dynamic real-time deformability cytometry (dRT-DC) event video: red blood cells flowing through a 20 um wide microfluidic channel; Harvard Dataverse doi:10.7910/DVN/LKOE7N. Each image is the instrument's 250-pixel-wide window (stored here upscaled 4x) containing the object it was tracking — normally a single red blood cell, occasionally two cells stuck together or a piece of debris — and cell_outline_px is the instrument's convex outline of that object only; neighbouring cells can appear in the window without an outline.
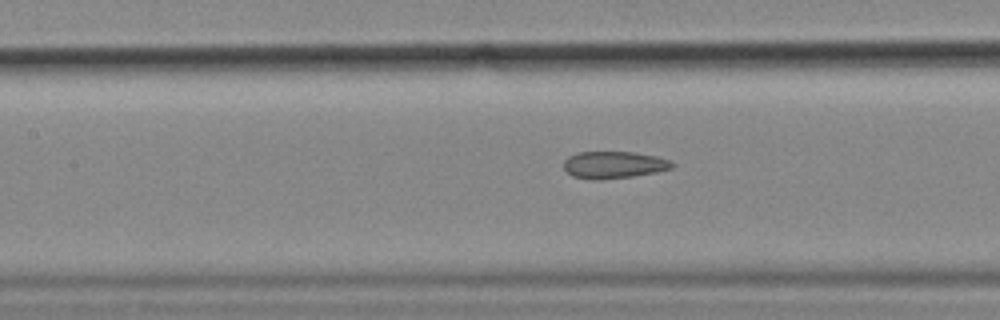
{"species": "common noctule bat (a hibernating species)", "species_latin": "Nyctalus noctula", "temperature_condition": "cold", "stored_images_in_passage": 56, "camera_frame_rate_fps": 3000, "um_per_image_px": 0.085, "animal": {"sex": "female", "body_mass_g": 18.4}, "frame": {"image": 1, "passage_image": 25, "time_ms": 8.0, "image_size_px": [1000, 320], "cell_outline_px": [[676, 164], [672, 168], [656, 172], [632, 176], [600, 180], [596, 180], [572, 176], [564, 168], [564, 160], [568, 156], [576, 152], [632, 152], [656, 156], [672, 160]], "centroid_in_image_um": [52.19, 14.0], "position_along_channel_um": 155.2, "area_um2": 17.17}, "authors_computed_cell_mechanics": {"area_um2": 18.4382, "velocity_mm_per_s": 3.5815, "shape_relaxation_time_tau1_ms": null, "shape_relaxation_time_tau2_ms": 2.7146, "deformation_change_tau1": null, "deformation_change_tau2": 0.1122}}